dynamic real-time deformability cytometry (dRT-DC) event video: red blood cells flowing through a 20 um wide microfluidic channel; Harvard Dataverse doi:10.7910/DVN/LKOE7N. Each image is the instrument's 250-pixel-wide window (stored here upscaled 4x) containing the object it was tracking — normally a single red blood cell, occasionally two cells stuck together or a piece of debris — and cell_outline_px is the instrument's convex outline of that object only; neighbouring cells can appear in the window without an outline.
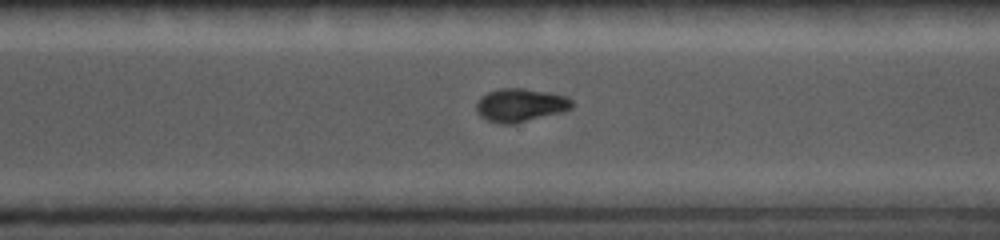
{"species": "common noctule bat (a hibernating species)", "species_latin": "Nyctalus noctula", "temperature_condition": "cold", "stored_images_in_passage": 20, "camera_frame_rate_fps": 5000, "um_per_image_px": 0.085, "animal": {"sex": "female", "body_mass_g": 19.0, "forearm_length_mm": 56.7}, "frame": {"image": 1, "passage_image": 15, "time_ms": 7.0, "image_size_px": [1000, 240], "cell_outline_px": [[572, 108], [560, 112], [516, 124], [504, 124], [488, 120], [480, 116], [476, 112], [476, 104], [480, 96], [488, 92], [500, 88], [524, 88], [564, 96], [572, 100]], "centroid_in_image_um": [44.18, 8.94], "position_along_channel_um": 326.4, "area_um2": 18.38}}
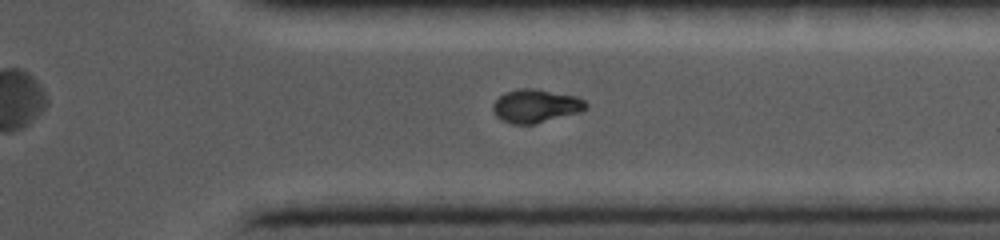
{"frame": {"image": 2, "passage_image": 17, "time_ms": 8.0, "image_size_px": [1000, 240], "cell_outline_px": [[588, 104], [580, 112], [536, 124], [512, 124], [496, 116], [492, 108], [492, 104], [504, 92], [516, 88], [536, 88], [576, 96], [584, 100]], "centroid_in_image_um": [45.52, 8.99], "position_along_channel_um": 365.9, "area_um2": 18.15}}